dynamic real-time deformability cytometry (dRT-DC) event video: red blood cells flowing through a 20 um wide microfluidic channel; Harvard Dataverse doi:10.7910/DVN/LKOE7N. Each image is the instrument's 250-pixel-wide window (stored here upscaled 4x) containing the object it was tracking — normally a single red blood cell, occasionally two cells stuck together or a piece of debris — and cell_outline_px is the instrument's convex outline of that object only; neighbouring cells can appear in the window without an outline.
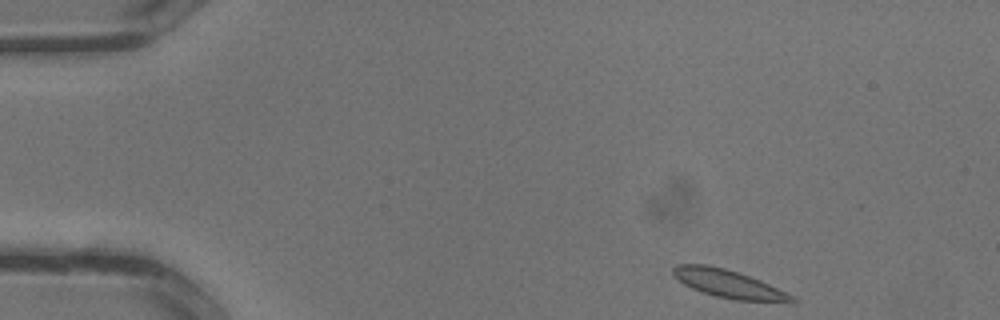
{"species": "common noctule bat (a hibernating species)", "species_latin": "Nyctalus noctula", "temperature_condition": "warm", "stored_images_in_passage": 30, "camera_frame_rate_fps": 3000, "um_per_image_px": 0.085, "animal": {"sex": "male", "body_mass_g": 13.3}, "frame": {"image": 1, "passage_image": 1, "time_ms": 0.0, "image_size_px": [1000, 320], "cell_outline_px": [[796, 300], [736, 300], [716, 296], [692, 288], [684, 284], [672, 272], [672, 268], [680, 264], [708, 264], [724, 268], [760, 280], [792, 296]], "centroid_in_image_um": [61.79, 24.08], "position_along_channel_um": 23.2, "area_um2": 18.38}}
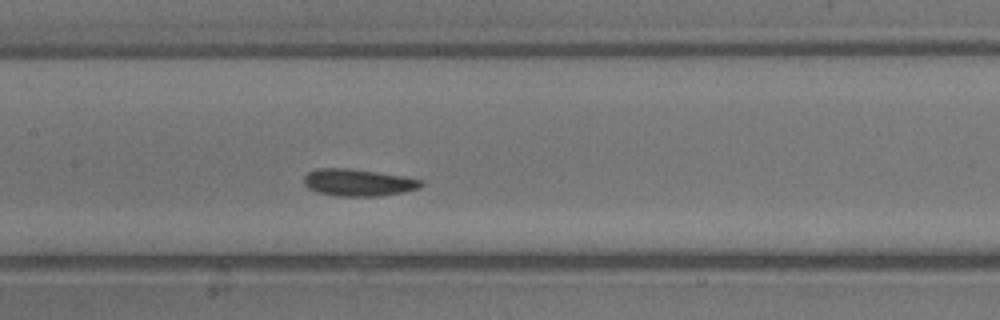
{"frame": {"image": 2, "passage_image": 13, "time_ms": 4.0, "image_size_px": [1000, 320], "cell_outline_px": [[424, 184], [416, 188], [400, 192], [380, 196], [336, 196], [316, 192], [308, 188], [304, 184], [304, 176], [308, 172], [316, 168], [348, 168], [404, 176], [424, 180]], "centroid_in_image_um": [30.4, 15.51], "position_along_channel_um": 177.0, "area_um2": 18.44}}
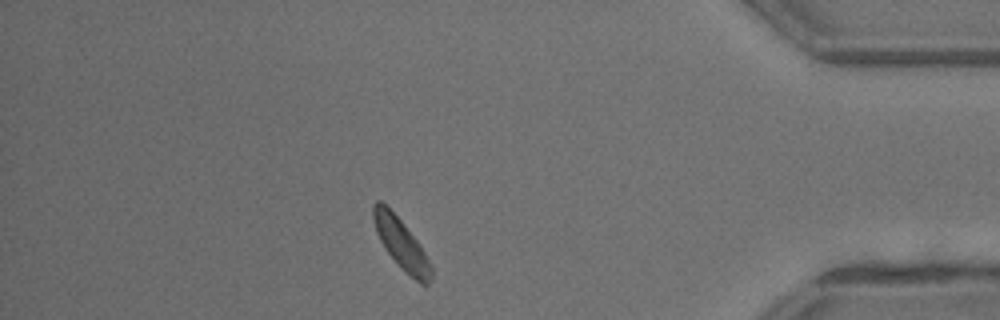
{"frame": {"image": 3, "passage_image": 26, "time_ms": 8.333, "image_size_px": [1000, 320], "cell_outline_px": [[432, 280], [428, 284], [420, 284], [404, 272], [400, 268], [388, 252], [380, 240], [376, 232], [372, 216], [372, 204], [376, 200], [380, 200], [404, 224], [420, 244], [432, 264]], "centroid_in_image_um": [34.13, 20.76], "position_along_channel_um": 401.1, "area_um2": 17.11}}